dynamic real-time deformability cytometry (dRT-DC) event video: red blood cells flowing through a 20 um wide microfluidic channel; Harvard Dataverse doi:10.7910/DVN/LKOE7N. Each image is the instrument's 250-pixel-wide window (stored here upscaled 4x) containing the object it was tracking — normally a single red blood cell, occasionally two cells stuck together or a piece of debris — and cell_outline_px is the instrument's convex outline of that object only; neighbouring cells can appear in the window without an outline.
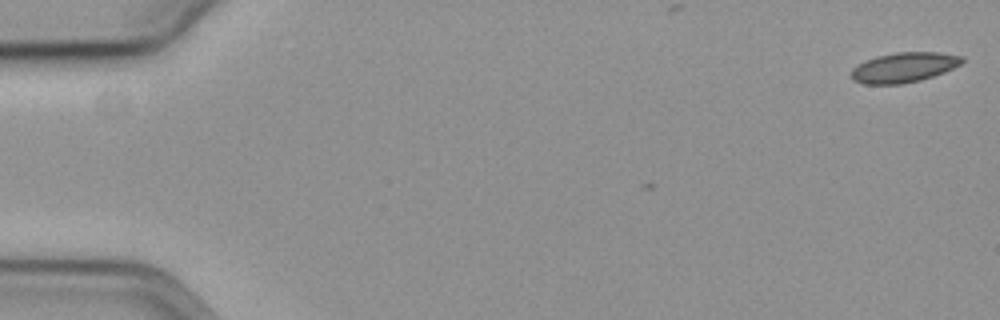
{"species": "common noctule bat (a hibernating species)", "species_latin": "Nyctalus noctula", "temperature_condition": "cold", "stored_images_in_passage": 3, "camera_frame_rate_fps": 3000, "um_per_image_px": 0.085, "animal": {"sex": "female", "body_mass_g": 19.3, "forearm_length_mm": 54.1}, "frame": {"image": 1, "passage_image": 1, "time_ms": 0.0, "image_size_px": [1000, 320], "cell_outline_px": [[964, 60], [960, 64], [944, 72], [920, 80], [904, 84], [864, 84], [852, 80], [848, 76], [852, 68], [856, 64], [864, 60], [876, 56], [896, 52], [940, 52], [964, 56]], "centroid_in_image_um": [76.77, 5.73], "position_along_channel_um": 8.2, "area_um2": 19.65}}